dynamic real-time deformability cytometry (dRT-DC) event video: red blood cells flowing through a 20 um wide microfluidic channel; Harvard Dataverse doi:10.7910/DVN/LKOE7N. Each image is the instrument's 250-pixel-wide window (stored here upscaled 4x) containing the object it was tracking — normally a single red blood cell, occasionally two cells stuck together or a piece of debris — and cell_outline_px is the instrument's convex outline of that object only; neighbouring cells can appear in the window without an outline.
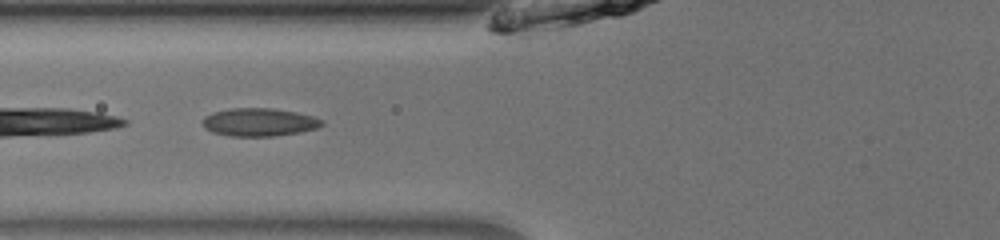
{"species": "common noctule bat (a hibernating species)", "species_latin": "Nyctalus noctula", "temperature_condition": "room temperature", "stored_images_in_passage": 39, "camera_frame_rate_fps": 3000, "um_per_image_px": 0.085, "animal": {"sex": "male", "body_mass_g": 13.0, "forearm_length_mm": 53.1}, "frame": {"image": 1, "passage_image": 11, "time_ms": 3.333, "image_size_px": [1000, 240], "cell_outline_px": [[324, 124], [316, 128], [300, 132], [272, 136], [232, 136], [212, 132], [204, 128], [204, 116], [212, 112], [232, 108], [272, 108], [296, 112], [312, 116], [324, 120]], "centroid_in_image_um": [22.03, 10.38], "position_along_channel_um": 103.8, "area_um2": 19.42}}
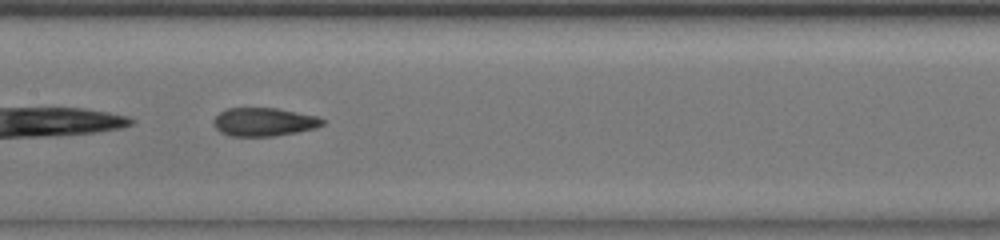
{"frame": {"image": 2, "passage_image": 17, "time_ms": 5.333, "image_size_px": [1000, 240], "cell_outline_px": [[324, 124], [316, 128], [276, 136], [228, 136], [220, 132], [216, 128], [212, 120], [220, 112], [228, 108], [276, 108], [320, 116], [324, 120]], "centroid_in_image_um": [22.45, 10.36], "position_along_channel_um": 185.0, "area_um2": 18.15}}
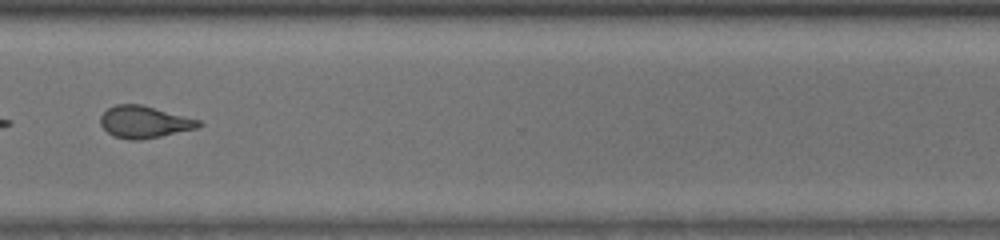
{"frame": {"image": 3, "passage_image": 30, "time_ms": 9.667, "image_size_px": [1000, 240], "cell_outline_px": [[204, 124], [196, 128], [160, 136], [140, 140], [128, 140], [112, 136], [100, 124], [100, 116], [108, 108], [116, 104], [140, 104], [200, 120]], "centroid_in_image_um": [12.24, 10.37], "position_along_channel_um": 358.4, "area_um2": 18.21}, "authors_computed_cell_mechanics": {"area_um2": 18.496, "velocity_mm_per_s": 4.0208, "shape_relaxation_time_tau1_ms": null, "shape_relaxation_time_tau2_ms": 1.4634, "deformation_change_tau1": null, "deformation_change_tau2": 0.0948}}